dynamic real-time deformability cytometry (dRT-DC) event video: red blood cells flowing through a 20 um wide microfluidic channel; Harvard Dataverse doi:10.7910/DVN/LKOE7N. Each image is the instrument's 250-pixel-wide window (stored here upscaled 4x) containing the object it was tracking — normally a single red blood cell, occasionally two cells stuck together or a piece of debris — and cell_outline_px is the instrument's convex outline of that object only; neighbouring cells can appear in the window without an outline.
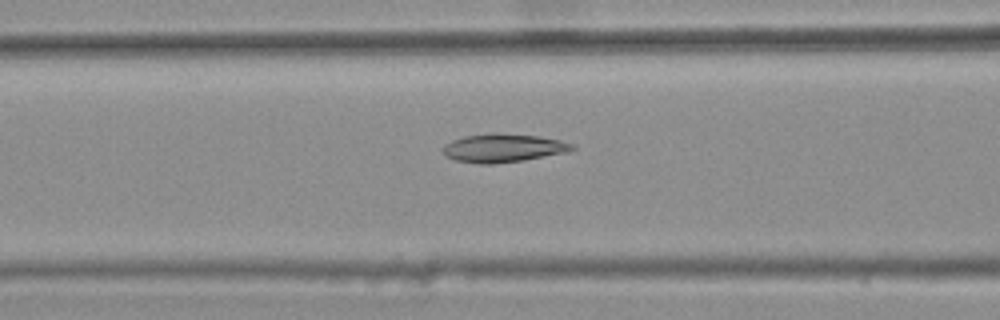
{"species": "common noctule bat (a hibernating species)", "species_latin": "Nyctalus noctula", "temperature_condition": "warm", "stored_images_in_passage": 33, "camera_frame_rate_fps": 3000, "um_per_image_px": 0.085, "animal": {"sex": "female", "body_mass_g": 25.1}, "frame": {"image": 1, "passage_image": 7, "time_ms": 2.0, "image_size_px": [1000, 320], "cell_outline_px": [[576, 148], [568, 152], [524, 160], [492, 164], [480, 164], [456, 160], [444, 156], [444, 144], [452, 140], [464, 136], [492, 132], [496, 132], [540, 136], [560, 140], [572, 144]], "centroid_in_image_um": [42.77, 12.57], "position_along_channel_um": 123.8, "area_um2": 21.56}}
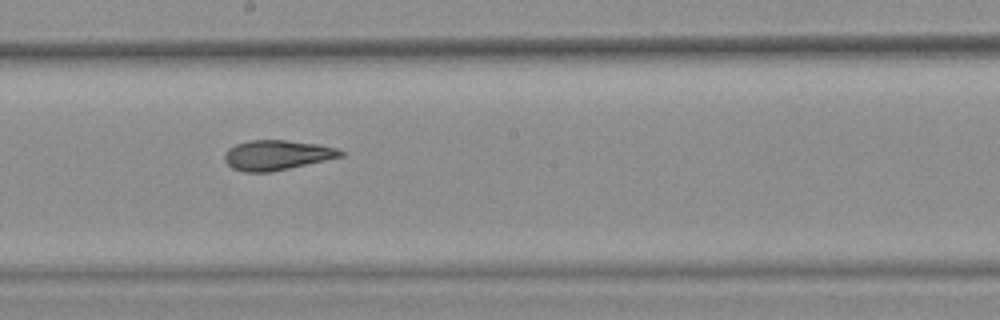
{"frame": {"image": 2, "passage_image": 15, "time_ms": 4.667, "image_size_px": [1000, 320], "cell_outline_px": [[344, 156], [288, 168], [268, 172], [244, 172], [232, 168], [224, 160], [224, 152], [228, 148], [236, 144], [248, 140], [284, 140], [320, 144], [336, 148], [344, 152]], "centroid_in_image_um": [23.51, 13.17], "position_along_channel_um": 224.7, "area_um2": 20.17}}
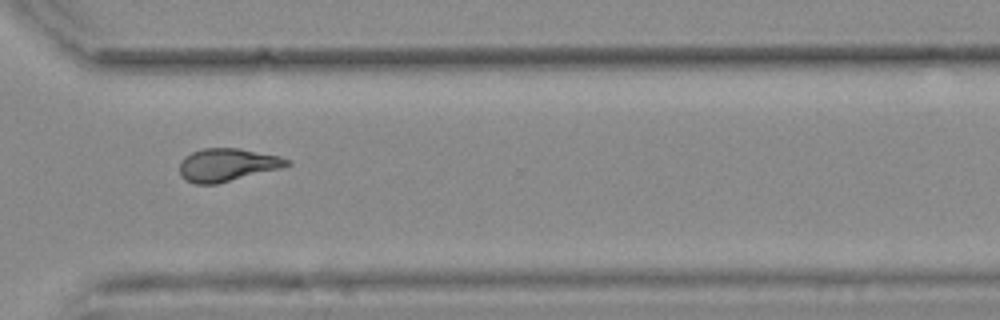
{"frame": {"image": 3, "passage_image": 25, "time_ms": 8.0, "image_size_px": [1000, 320], "cell_outline_px": [[292, 164], [280, 168], [216, 184], [196, 184], [184, 180], [180, 176], [180, 164], [192, 152], [204, 148], [240, 148], [280, 156], [292, 160]], "centroid_in_image_um": [19.34, 14.01], "position_along_channel_um": 351.3, "area_um2": 20.46}, "authors_computed_cell_mechanics": {"area_um2": 20.4612, "velocity_mm_per_s": 3.7902, "shape_relaxation_time_tau1_ms": null, "shape_relaxation_time_tau2_ms": 3.7457, "deformation_change_tau1": null, "deformation_change_tau2": 0.1144}}